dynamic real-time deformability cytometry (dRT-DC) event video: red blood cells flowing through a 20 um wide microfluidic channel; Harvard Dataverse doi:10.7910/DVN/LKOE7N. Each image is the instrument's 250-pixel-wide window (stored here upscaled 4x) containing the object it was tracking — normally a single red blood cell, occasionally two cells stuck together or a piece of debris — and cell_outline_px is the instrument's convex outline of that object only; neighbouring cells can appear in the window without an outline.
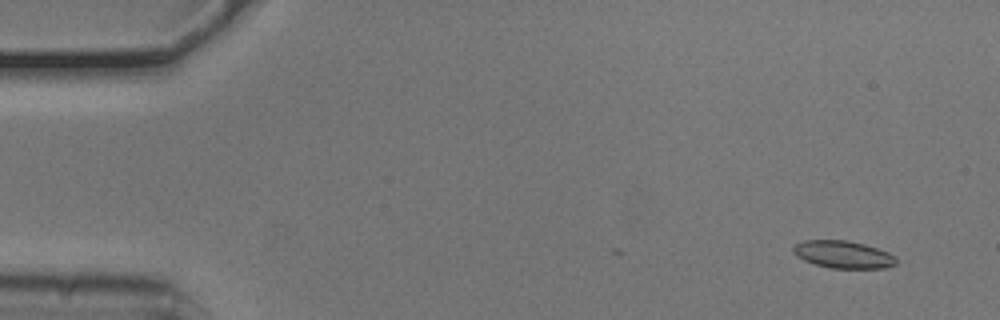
{"species": "common noctule bat (a hibernating species)", "species_latin": "Nyctalus noctula", "temperature_condition": "cold", "stored_images_in_passage": 2, "camera_frame_rate_fps": 3000, "um_per_image_px": 0.085, "animal": {"sex": "male", "body_mass_g": 20.5, "forearm_length_mm": 52.5}, "frame": {"image": 1, "passage_image": 2, "time_ms": 0.333, "image_size_px": [1000, 320], "cell_outline_px": [[896, 264], [888, 268], [832, 268], [816, 264], [804, 260], [796, 256], [792, 252], [792, 244], [804, 240], [848, 240], [864, 244], [888, 252], [896, 256]], "centroid_in_image_um": [71.65, 21.62], "position_along_channel_um": 13.4, "area_um2": 16.59}}